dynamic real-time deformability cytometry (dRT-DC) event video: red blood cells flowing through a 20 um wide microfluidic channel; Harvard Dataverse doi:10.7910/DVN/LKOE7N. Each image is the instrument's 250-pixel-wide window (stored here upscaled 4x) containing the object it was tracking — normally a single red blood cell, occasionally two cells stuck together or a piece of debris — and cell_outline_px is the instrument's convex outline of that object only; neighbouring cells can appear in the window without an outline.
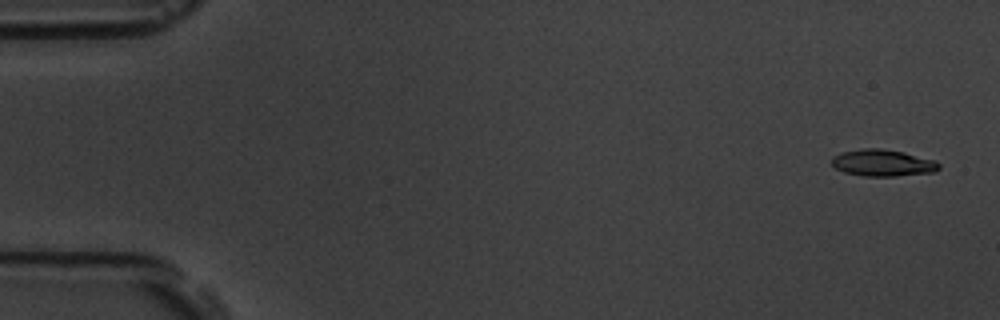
{"species": "common noctule bat (a hibernating species)", "species_latin": "Nyctalus noctula", "temperature_condition": "room temperature", "stored_images_in_passage": 5, "camera_frame_rate_fps": 3000, "um_per_image_px": 0.085, "animal": {"sex": "male", "body_mass_g": 19.5, "forearm_length_mm": 54.6}, "frame": {"image": 1, "passage_image": 1, "time_ms": 0.0, "image_size_px": [1000, 320], "cell_outline_px": [[940, 168], [936, 172], [896, 176], [864, 176], [844, 172], [836, 168], [832, 164], [832, 156], [840, 152], [860, 148], [880, 148], [904, 152], [936, 160], [940, 164]], "centroid_in_image_um": [75.05, 13.84], "position_along_channel_um": 10.0, "area_um2": 16.94}}
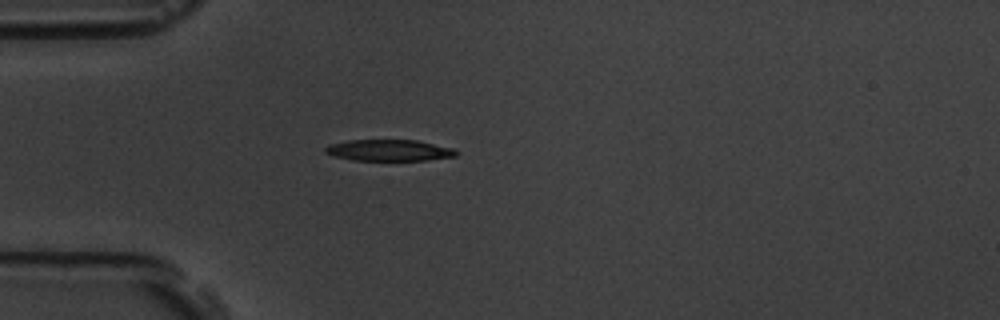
{"frame": {"image": 2, "passage_image": 5, "time_ms": 4.667, "image_size_px": [1000, 320], "cell_outline_px": [[456, 156], [424, 160], [352, 160], [336, 156], [324, 152], [324, 148], [328, 144], [348, 140], [416, 140], [456, 148]], "centroid_in_image_um": [33.06, 12.76], "position_along_channel_um": 51.9, "area_um2": 16.24}}